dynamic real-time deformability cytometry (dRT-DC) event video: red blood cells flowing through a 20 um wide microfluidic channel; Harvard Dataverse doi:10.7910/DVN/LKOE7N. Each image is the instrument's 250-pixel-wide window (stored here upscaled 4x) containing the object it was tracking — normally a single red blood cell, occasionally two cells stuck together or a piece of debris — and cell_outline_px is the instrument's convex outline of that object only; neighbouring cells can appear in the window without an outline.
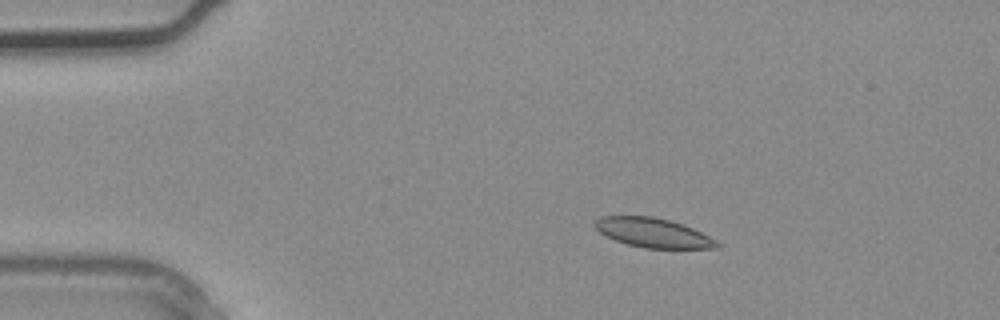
{"species": "common noctule bat (a hibernating species)", "species_latin": "Nyctalus noctula", "temperature_condition": "warm", "stored_images_in_passage": 2, "camera_frame_rate_fps": 3000, "um_per_image_px": 0.085, "animal": {"sex": "male", "body_mass_g": 20.4}, "frame": {"image": 1, "passage_image": 1, "time_ms": 0.0, "image_size_px": [1000, 320], "cell_outline_px": [[720, 248], [644, 248], [628, 244], [616, 240], [600, 232], [592, 224], [600, 216], [652, 216], [684, 224], [716, 240], [720, 244]], "centroid_in_image_um": [55.51, 19.78], "position_along_channel_um": 29.5, "area_um2": 20.69}}